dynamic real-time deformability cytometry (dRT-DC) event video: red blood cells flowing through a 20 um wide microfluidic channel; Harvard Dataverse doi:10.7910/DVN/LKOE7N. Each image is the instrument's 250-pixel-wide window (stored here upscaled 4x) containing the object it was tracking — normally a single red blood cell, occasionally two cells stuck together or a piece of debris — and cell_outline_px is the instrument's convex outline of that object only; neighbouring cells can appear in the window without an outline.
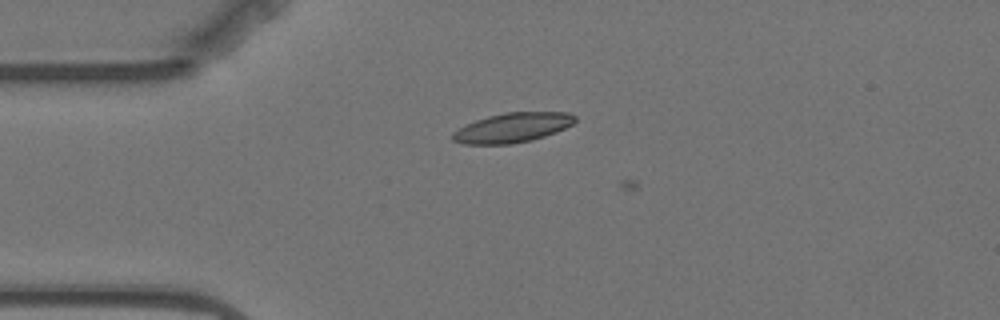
{"species": "Egyptian fruit bat (a non-hibernating species)", "species_latin": "Rousettus aegyptiacus", "temperature_condition": "warm", "stored_images_in_passage": 5, "camera_frame_rate_fps": 3000, "um_per_image_px": 0.085, "animal": {"sex": "female"}, "frame": {"image": 1, "passage_image": 4, "time_ms": 3.667, "image_size_px": [1000, 320], "cell_outline_px": [[576, 120], [572, 124], [556, 132], [532, 140], [508, 144], [464, 144], [452, 140], [452, 132], [476, 120], [488, 116], [504, 112], [568, 112], [576, 116]], "centroid_in_image_um": [43.57, 10.84], "position_along_channel_um": 41.4, "area_um2": 20.98}}